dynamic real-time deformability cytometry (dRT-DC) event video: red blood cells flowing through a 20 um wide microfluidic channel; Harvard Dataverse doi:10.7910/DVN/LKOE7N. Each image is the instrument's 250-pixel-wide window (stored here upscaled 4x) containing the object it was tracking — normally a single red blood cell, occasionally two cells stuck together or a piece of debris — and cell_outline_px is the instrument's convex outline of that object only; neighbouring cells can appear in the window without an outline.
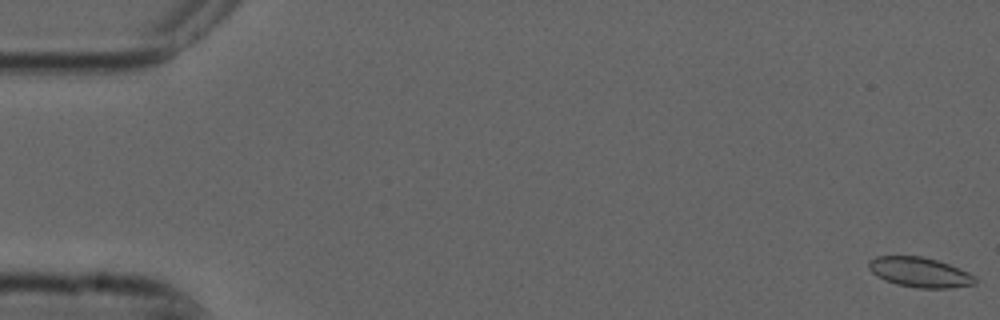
{"species": "common noctule bat (a hibernating species)", "species_latin": "Nyctalus noctula", "temperature_condition": "cold", "stored_images_in_passage": 10, "camera_frame_rate_fps": 3000, "um_per_image_px": 0.085, "animal": {"sex": "male", "forearm_length_mm": 52.5}, "frame": {"image": 1, "passage_image": 1, "time_ms": 0.0, "image_size_px": [1000, 320], "cell_outline_px": [[976, 284], [952, 288], [916, 288], [896, 284], [884, 280], [872, 272], [868, 268], [868, 260], [876, 256], [920, 256], [936, 260], [960, 268], [976, 276]], "centroid_in_image_um": [78.18, 23.15], "position_along_channel_um": 6.8, "area_um2": 18.67}}
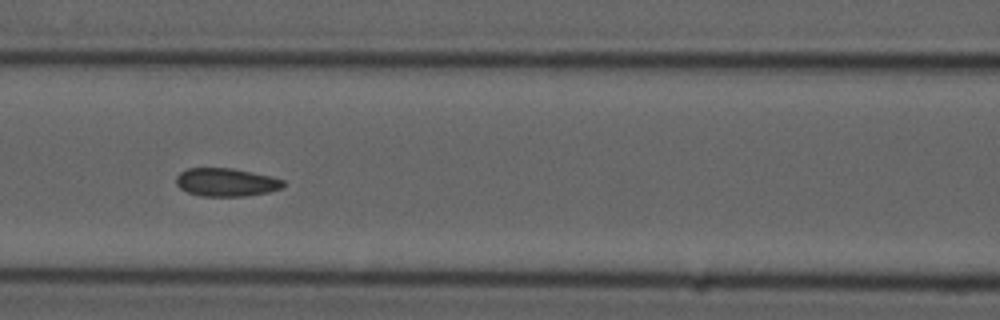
{"frame": {"image": 2, "passage_image": 7, "time_ms": 2.0, "image_size_px": [1000, 320], "cell_outline_px": [[284, 184], [280, 188], [268, 192], [244, 196], [200, 196], [188, 192], [180, 188], [176, 184], [176, 176], [180, 172], [188, 168], [232, 168], [272, 176], [284, 180]], "centroid_in_image_um": [19.2, 15.48], "position_along_channel_um": 147.4, "area_um2": 17.57}}
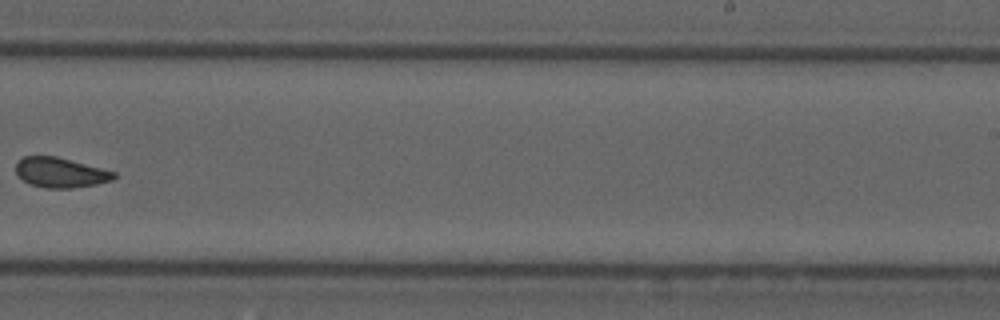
{"frame": {"image": 3, "passage_image": 10, "time_ms": 3.0, "image_size_px": [1000, 320], "cell_outline_px": [[116, 176], [112, 180], [96, 184], [72, 188], [48, 188], [32, 184], [16, 176], [16, 160], [24, 156], [56, 156], [116, 172]], "centroid_in_image_um": [5.11, 14.66], "position_along_channel_um": 283.9, "area_um2": 17.05}}